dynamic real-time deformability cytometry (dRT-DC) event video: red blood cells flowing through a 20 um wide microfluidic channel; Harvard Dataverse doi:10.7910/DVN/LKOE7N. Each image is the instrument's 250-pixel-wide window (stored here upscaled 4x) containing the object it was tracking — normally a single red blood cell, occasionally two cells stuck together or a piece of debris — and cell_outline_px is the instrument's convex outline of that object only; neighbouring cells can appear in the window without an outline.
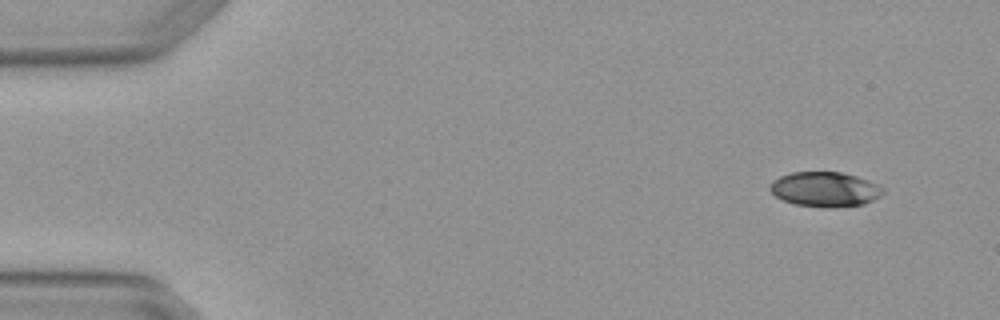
{"species": "Egyptian fruit bat (a non-hibernating species)", "species_latin": "Rousettus aegyptiacus", "temperature_condition": "warm", "stored_images_in_passage": 4, "camera_frame_rate_fps": 3000, "um_per_image_px": 0.085, "animal": {"sex": "female"}, "frame": {"image": 1, "passage_image": 1, "time_ms": 0.0, "image_size_px": [1000, 320], "cell_outline_px": [[884, 192], [880, 196], [864, 204], [832, 208], [828, 208], [796, 204], [784, 200], [776, 196], [768, 188], [772, 180], [780, 176], [792, 172], [840, 172], [856, 176], [880, 184], [884, 188]], "centroid_in_image_um": [70.14, 16.09], "position_along_channel_um": 14.9, "area_um2": 23.0}}